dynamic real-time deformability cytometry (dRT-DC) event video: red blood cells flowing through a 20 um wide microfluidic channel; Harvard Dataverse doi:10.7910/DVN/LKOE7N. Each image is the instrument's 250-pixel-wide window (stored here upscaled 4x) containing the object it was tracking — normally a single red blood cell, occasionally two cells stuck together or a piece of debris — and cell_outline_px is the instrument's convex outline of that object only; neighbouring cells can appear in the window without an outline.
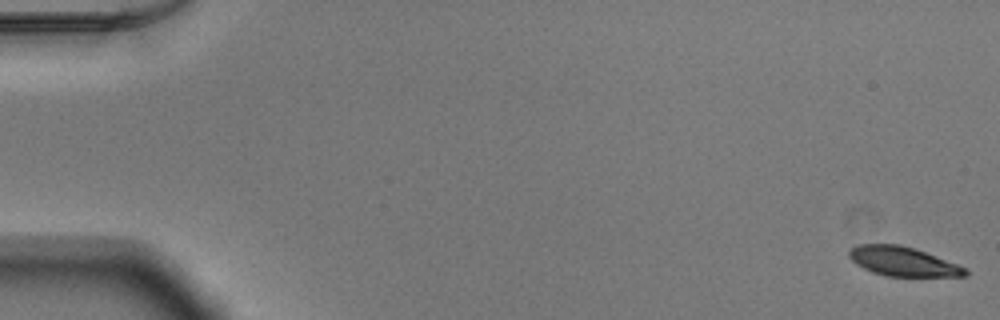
{"species": "Egyptian fruit bat (a non-hibernating species)", "species_latin": "Rousettus aegyptiacus", "temperature_condition": "warm", "stored_images_in_passage": 53, "camera_frame_rate_fps": 3000, "um_per_image_px": 0.085, "animal": {"sex": "male"}, "frame": {"image": 1, "passage_image": 1, "time_ms": 0.0, "image_size_px": [1000, 320], "cell_outline_px": [[968, 276], [888, 276], [872, 272], [856, 264], [848, 256], [848, 252], [856, 244], [900, 244], [916, 248], [968, 268]], "centroid_in_image_um": [76.76, 22.21], "position_along_channel_um": 8.2, "area_um2": 19.94}}
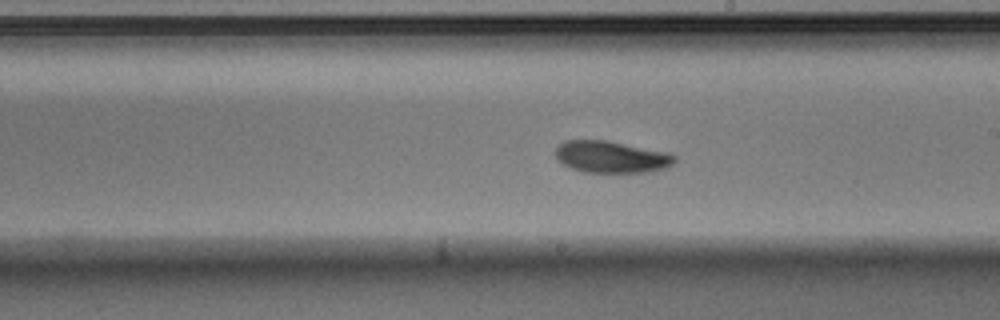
{"frame": {"image": 2, "passage_image": 31, "time_ms": 10.0, "image_size_px": [1000, 320], "cell_outline_px": [[676, 160], [672, 164], [664, 168], [652, 172], [584, 172], [572, 168], [564, 164], [556, 156], [556, 148], [564, 140], [608, 140], [668, 152], [676, 156]], "centroid_in_image_um": [51.99, 13.33], "position_along_channel_um": 237.0, "area_um2": 22.08}}
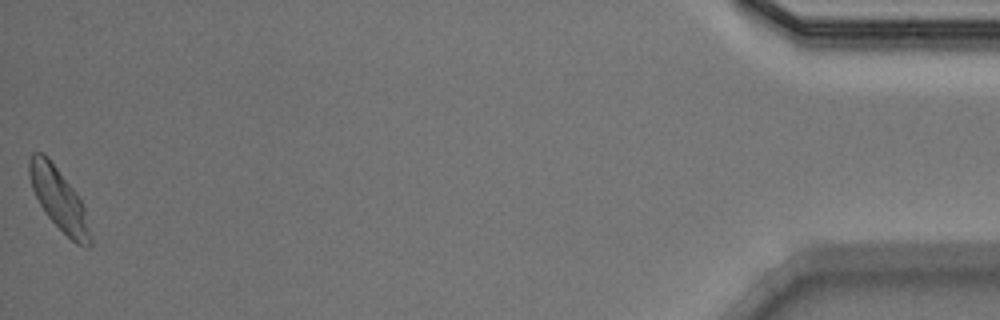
{"frame": {"image": 3, "passage_image": 53, "time_ms": 17.333, "image_size_px": [1000, 320], "cell_outline_px": [[92, 244], [88, 248], [76, 244], [48, 216], [40, 204], [32, 188], [28, 176], [28, 160], [32, 152], [44, 152], [48, 156], [84, 204], [92, 236]], "centroid_in_image_um": [5.02, 16.92], "position_along_channel_um": 430.2, "area_um2": 22.02}, "authors_computed_cell_mechanics": {"area_um2": 21.4438, "velocity_mm_per_s": 3.87, "shape_relaxation_time_tau1_ms": 3.6405, "shape_relaxation_time_tau2_ms": null, "deformation_change_tau1": 0.1281, "deformation_change_tau2": null}}